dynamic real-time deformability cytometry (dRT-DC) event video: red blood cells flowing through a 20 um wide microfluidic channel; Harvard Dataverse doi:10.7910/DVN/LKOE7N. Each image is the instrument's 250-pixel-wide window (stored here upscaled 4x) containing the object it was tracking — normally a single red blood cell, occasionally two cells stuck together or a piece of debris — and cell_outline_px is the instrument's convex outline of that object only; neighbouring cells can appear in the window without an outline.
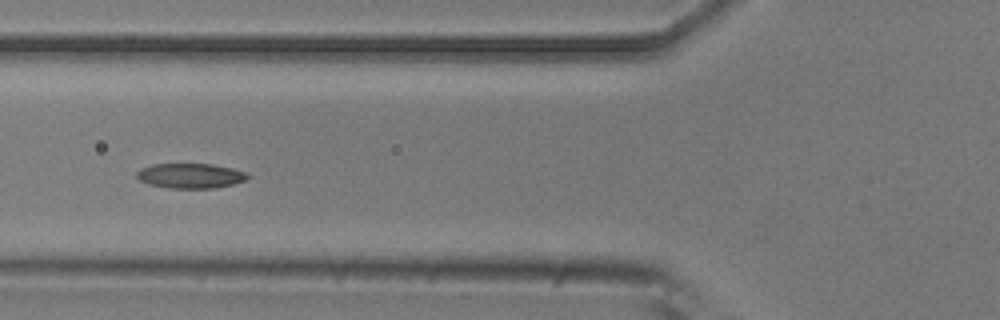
{"species": "common noctule bat (a hibernating species)", "species_latin": "Nyctalus noctula", "temperature_condition": "room temperature", "stored_images_in_passage": 7, "camera_frame_rate_fps": 3000, "um_per_image_px": 0.085, "animal": {"sex": "male", "body_mass_g": 20.5, "forearm_length_mm": 52.5}, "frame": {"image": 1, "passage_image": 5, "time_ms": 1.333, "image_size_px": [1000, 320], "cell_outline_px": [[248, 176], [244, 180], [232, 184], [216, 188], [168, 188], [148, 184], [140, 180], [136, 176], [136, 172], [140, 168], [152, 164], [212, 164], [232, 168], [248, 172]], "centroid_in_image_um": [16.16, 14.94], "position_along_channel_um": 109.6, "area_um2": 16.13}}
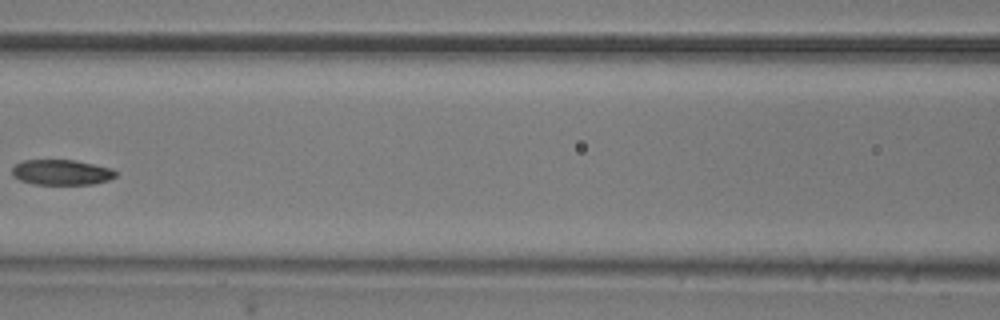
{"frame": {"image": 2, "passage_image": 6, "time_ms": 1.667, "image_size_px": [1000, 320], "cell_outline_px": [[116, 176], [108, 180], [92, 184], [32, 184], [20, 180], [12, 176], [12, 168], [16, 164], [24, 160], [76, 160], [112, 168], [116, 172]], "centroid_in_image_um": [5.22, 14.64], "position_along_channel_um": 161.4, "area_um2": 15.32}}
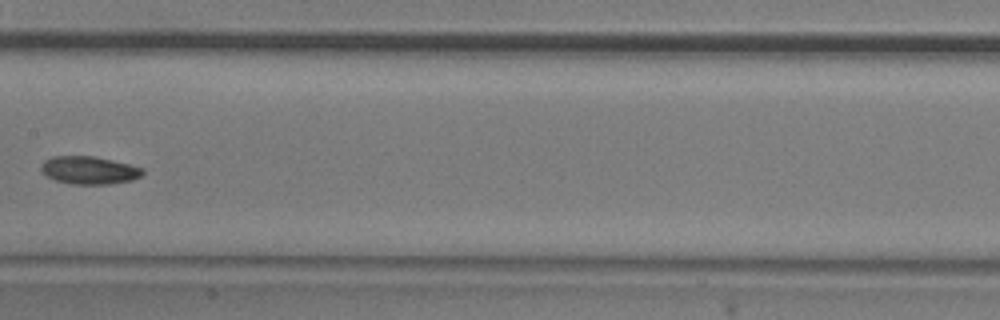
{"frame": {"image": 3, "passage_image": 7, "time_ms": 2.0, "image_size_px": [1000, 320], "cell_outline_px": [[144, 172], [140, 176], [132, 180], [108, 184], [72, 184], [56, 180], [48, 176], [40, 168], [40, 164], [44, 160], [52, 156], [92, 156], [112, 160], [144, 168]], "centroid_in_image_um": [7.57, 14.46], "position_along_channel_um": 199.8, "area_um2": 16.36}}